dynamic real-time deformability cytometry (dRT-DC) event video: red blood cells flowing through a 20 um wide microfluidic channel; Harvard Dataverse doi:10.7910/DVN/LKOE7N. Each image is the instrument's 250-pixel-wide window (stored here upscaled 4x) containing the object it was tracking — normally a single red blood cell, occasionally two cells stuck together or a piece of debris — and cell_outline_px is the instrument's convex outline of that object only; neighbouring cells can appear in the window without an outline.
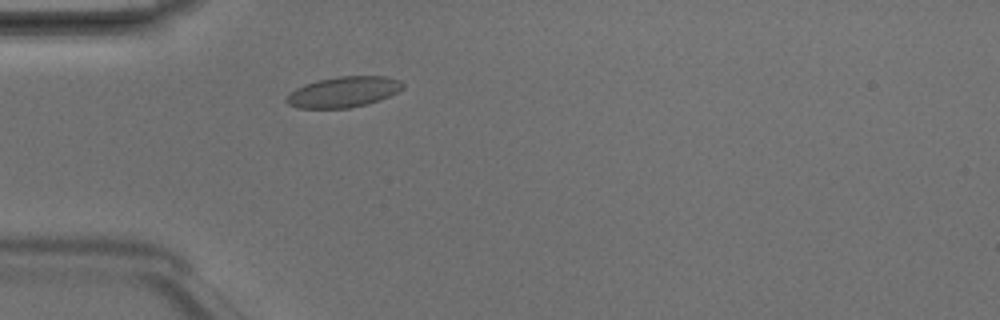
{"species": "Egyptian fruit bat (a non-hibernating species)", "species_latin": "Rousettus aegyptiacus", "temperature_condition": "room temperature", "stored_images_in_passage": 2, "camera_frame_rate_fps": 3000, "um_per_image_px": 0.085, "animal": {"sex": "male"}, "frame": {"image": 1, "passage_image": 2, "time_ms": 0.333, "image_size_px": [1000, 320], "cell_outline_px": [[404, 88], [380, 100], [368, 104], [348, 108], [296, 108], [288, 104], [284, 100], [296, 88], [304, 84], [316, 80], [340, 76], [388, 76], [400, 80], [404, 84]], "centroid_in_image_um": [29.2, 7.81], "position_along_channel_um": 55.8, "area_um2": 20.87}}